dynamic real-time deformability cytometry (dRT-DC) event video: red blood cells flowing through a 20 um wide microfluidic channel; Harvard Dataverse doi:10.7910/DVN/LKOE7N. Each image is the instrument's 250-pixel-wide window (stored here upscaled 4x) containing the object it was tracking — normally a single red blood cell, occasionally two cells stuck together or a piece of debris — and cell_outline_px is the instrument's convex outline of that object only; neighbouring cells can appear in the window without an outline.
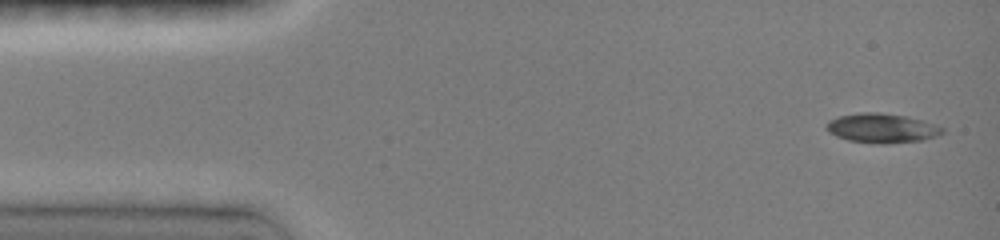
{"species": "common noctule bat (a hibernating species)", "species_latin": "Nyctalus noctula", "temperature_condition": "room temperature", "stored_images_in_passage": 12, "camera_frame_rate_fps": 3000, "um_per_image_px": 0.085, "animal": {"sex": "female", "body_mass_g": 19.0, "forearm_length_mm": 51.5}, "frame": {"image": 1, "passage_image": 1, "time_ms": 0.0, "image_size_px": [1000, 240], "cell_outline_px": [[944, 132], [936, 136], [924, 140], [884, 144], [848, 140], [836, 136], [828, 132], [824, 128], [828, 120], [840, 116], [860, 112], [880, 112], [908, 116], [924, 120], [936, 124], [944, 128]], "centroid_in_image_um": [74.97, 10.88], "position_along_channel_um": 10.0, "area_um2": 20.11}}
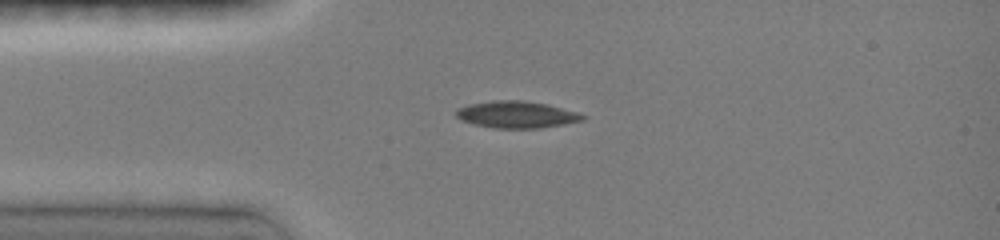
{"frame": {"image": 2, "passage_image": 6, "time_ms": 3.0, "image_size_px": [1000, 240], "cell_outline_px": [[588, 116], [584, 120], [564, 124], [540, 128], [492, 128], [460, 120], [456, 116], [456, 108], [468, 104], [492, 100], [524, 100], [548, 104], [576, 112]], "centroid_in_image_um": [43.9, 9.73], "position_along_channel_um": 41.1, "area_um2": 19.94}}
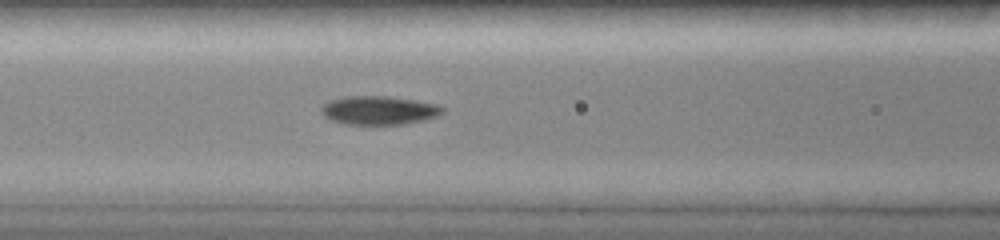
{"frame": {"image": 3, "passage_image": 12, "time_ms": 5.667, "image_size_px": [1000, 240], "cell_outline_px": [[444, 112], [440, 116], [424, 120], [404, 124], [344, 124], [332, 120], [324, 116], [320, 112], [320, 108], [328, 100], [348, 96], [388, 96], [416, 100], [436, 104], [444, 108]], "centroid_in_image_um": [32.22, 9.37], "position_along_channel_um": 134.4, "area_um2": 20.4}}